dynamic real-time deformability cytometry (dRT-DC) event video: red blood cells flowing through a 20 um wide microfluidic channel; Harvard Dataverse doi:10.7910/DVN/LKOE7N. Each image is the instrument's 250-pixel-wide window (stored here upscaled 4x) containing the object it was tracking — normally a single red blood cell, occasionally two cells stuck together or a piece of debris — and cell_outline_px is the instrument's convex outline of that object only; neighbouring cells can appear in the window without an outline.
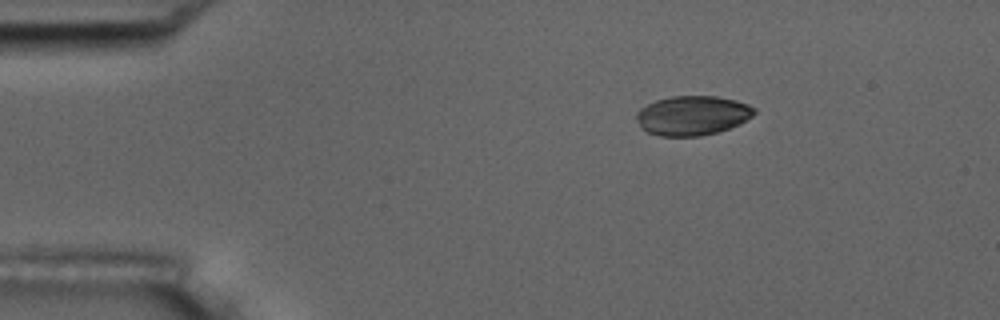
{"species": "common noctule bat (a hibernating species)", "species_latin": "Nyctalus noctula", "temperature_condition": "room temperature", "stored_images_in_passage": 3, "camera_frame_rate_fps": 3000, "um_per_image_px": 0.085, "animal": {"sex": "male", "body_mass_g": 17.5, "forearm_length_mm": 52.3}, "frame": {"image": 1, "passage_image": 1, "time_ms": 0.0, "image_size_px": [1000, 320], "cell_outline_px": [[756, 112], [752, 116], [740, 124], [716, 132], [700, 136], [660, 136], [648, 132], [640, 128], [636, 120], [636, 112], [640, 108], [656, 100], [672, 96], [716, 96], [736, 100], [748, 104], [756, 108]], "centroid_in_image_um": [58.85, 9.81], "position_along_channel_um": 26.2, "area_um2": 27.22}}